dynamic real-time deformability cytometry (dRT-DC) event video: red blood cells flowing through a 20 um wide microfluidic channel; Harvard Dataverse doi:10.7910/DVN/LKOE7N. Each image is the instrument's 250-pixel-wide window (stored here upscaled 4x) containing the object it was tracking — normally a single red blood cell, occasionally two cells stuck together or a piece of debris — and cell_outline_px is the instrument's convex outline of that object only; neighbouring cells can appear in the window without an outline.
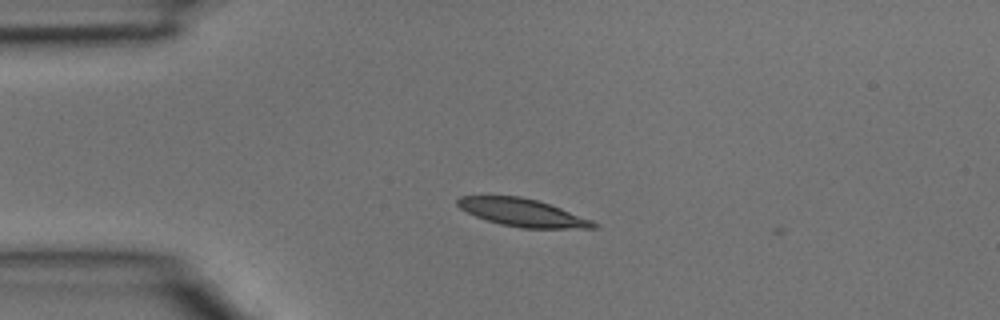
{"species": "common noctule bat (a hibernating species)", "species_latin": "Nyctalus noctula", "temperature_condition": "room temperature", "stored_images_in_passage": 2, "camera_frame_rate_fps": 3000, "um_per_image_px": 0.085, "animal": {"sex": "male", "body_mass_g": 15.6}, "frame": {"image": 1, "passage_image": 1, "time_ms": 0.0, "image_size_px": [1000, 320], "cell_outline_px": [[600, 228], [520, 228], [500, 224], [476, 216], [460, 208], [456, 204], [456, 200], [460, 196], [520, 196], [536, 200], [560, 208], [592, 220], [600, 224]], "centroid_in_image_um": [44.43, 18.08], "position_along_channel_um": 40.6, "area_um2": 21.79}}